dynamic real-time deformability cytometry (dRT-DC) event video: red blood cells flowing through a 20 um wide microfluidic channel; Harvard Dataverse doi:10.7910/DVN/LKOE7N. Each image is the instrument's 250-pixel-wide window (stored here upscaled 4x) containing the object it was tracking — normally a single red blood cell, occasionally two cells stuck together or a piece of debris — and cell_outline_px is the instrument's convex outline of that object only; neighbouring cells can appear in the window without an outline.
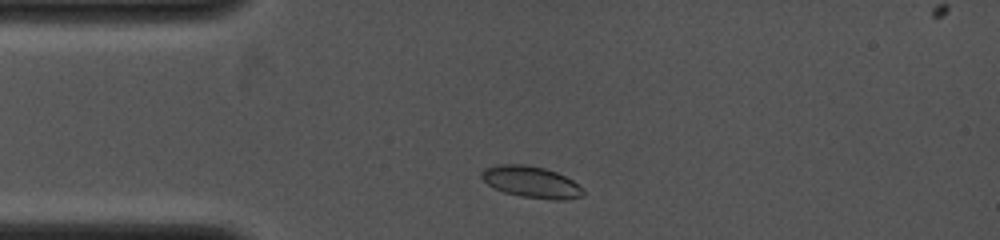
{"species": "common noctule bat (a hibernating species)", "species_latin": "Nyctalus noctula", "temperature_condition": "cold", "stored_images_in_passage": 27, "camera_frame_rate_fps": 4000, "um_per_image_px": 0.085, "animal": {"sex": "female", "body_mass_g": 19.0, "forearm_length_mm": 53.3}, "frame": {"image": 1, "passage_image": 3, "time_ms": 0.5, "image_size_px": [1000, 240], "cell_outline_px": [[584, 196], [568, 200], [556, 200], [520, 196], [504, 192], [488, 184], [480, 176], [480, 172], [484, 168], [500, 164], [524, 164], [544, 168], [556, 172], [572, 180], [584, 192]], "centroid_in_image_um": [45.14, 15.47], "position_along_channel_um": 39.9, "area_um2": 18.55}}
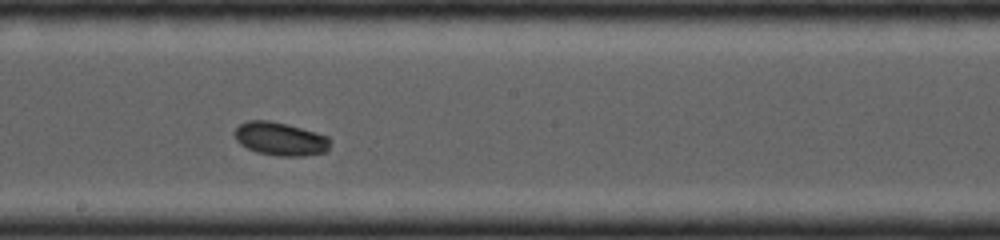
{"frame": {"image": 2, "passage_image": 14, "time_ms": 3.25, "image_size_px": [1000, 240], "cell_outline_px": [[328, 148], [324, 152], [304, 156], [276, 156], [256, 152], [240, 144], [236, 140], [232, 132], [240, 124], [248, 120], [268, 120], [288, 124], [316, 132], [328, 136]], "centroid_in_image_um": [23.78, 11.8], "position_along_channel_um": 224.4, "area_um2": 18.61}}
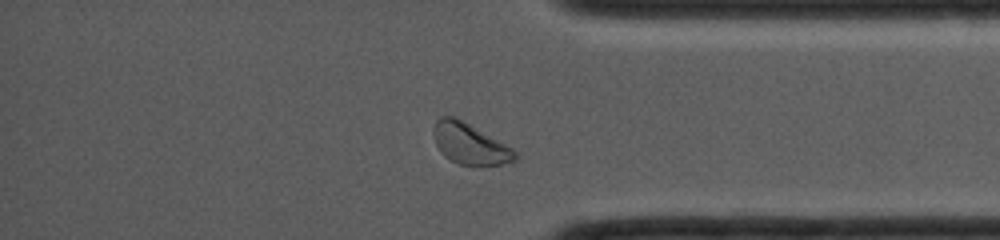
{"frame": {"image": 3, "passage_image": 24, "time_ms": 5.75, "image_size_px": [1000, 240], "cell_outline_px": [[520, 156], [516, 160], [504, 164], [480, 168], [460, 164], [444, 156], [440, 152], [436, 144], [432, 132], [432, 128], [436, 120], [440, 116], [456, 116], [512, 148]], "centroid_in_image_um": [39.94, 12.25], "position_along_channel_um": 395.3, "area_um2": 20.0}}